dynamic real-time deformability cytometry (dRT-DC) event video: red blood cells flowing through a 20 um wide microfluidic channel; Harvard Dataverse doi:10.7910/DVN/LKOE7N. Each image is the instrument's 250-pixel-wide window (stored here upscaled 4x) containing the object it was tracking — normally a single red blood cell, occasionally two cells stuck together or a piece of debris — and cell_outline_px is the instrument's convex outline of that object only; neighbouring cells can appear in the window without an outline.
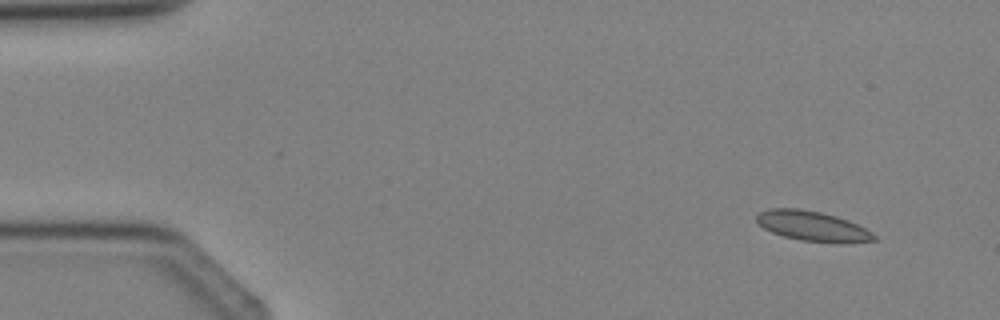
{"species": "Egyptian fruit bat (a non-hibernating species)", "species_latin": "Rousettus aegyptiacus", "temperature_condition": "cold", "stored_images_in_passage": 3, "camera_frame_rate_fps": 3000, "um_per_image_px": 0.085, "animal": {"sex": "female"}, "frame": {"image": 1, "passage_image": 1, "time_ms": 0.0, "image_size_px": [1000, 320], "cell_outline_px": [[876, 240], [800, 240], [784, 236], [772, 232], [764, 228], [756, 220], [756, 216], [760, 212], [768, 208], [800, 208], [820, 212], [836, 216], [848, 220], [872, 232], [876, 236]], "centroid_in_image_um": [68.95, 19.15], "position_along_channel_um": 16.0, "area_um2": 19.48}}
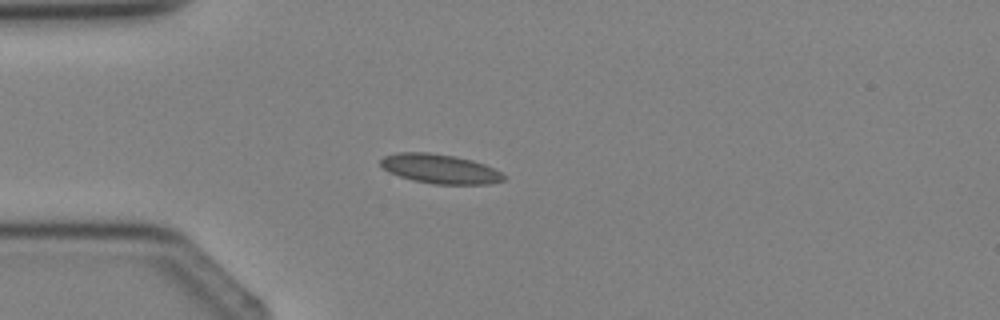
{"frame": {"image": 2, "passage_image": 3, "time_ms": 2.333, "image_size_px": [1000, 320], "cell_outline_px": [[504, 180], [488, 184], [432, 184], [412, 180], [388, 172], [380, 164], [380, 160], [384, 156], [396, 152], [428, 152], [452, 156], [472, 160], [484, 164], [500, 172], [504, 176]], "centroid_in_image_um": [37.35, 14.35], "position_along_channel_um": 47.6, "area_um2": 20.92}}